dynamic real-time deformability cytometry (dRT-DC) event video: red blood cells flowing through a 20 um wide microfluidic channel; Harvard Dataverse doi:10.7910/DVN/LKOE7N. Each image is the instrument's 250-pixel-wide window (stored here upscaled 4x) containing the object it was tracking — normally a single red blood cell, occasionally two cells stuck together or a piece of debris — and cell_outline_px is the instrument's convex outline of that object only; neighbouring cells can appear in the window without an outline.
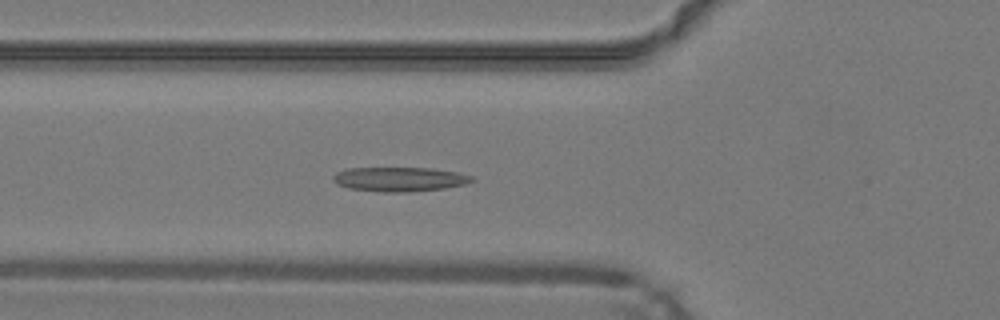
{"species": "common noctule bat (a hibernating species)", "species_latin": "Nyctalus noctula", "temperature_condition": "warm", "stored_images_in_passage": 39, "camera_frame_rate_fps": 3000, "um_per_image_px": 0.085, "animal": {"sex": "male", "body_mass_g": 19.2, "forearm_length_mm": 51.8}, "frame": {"image": 1, "passage_image": 8, "time_ms": 2.333, "image_size_px": [1000, 320], "cell_outline_px": [[476, 180], [464, 184], [444, 188], [408, 192], [384, 192], [348, 188], [336, 184], [332, 180], [332, 176], [336, 172], [344, 168], [432, 168], [456, 172], [472, 176]], "centroid_in_image_um": [33.92, 15.23], "position_along_channel_um": 91.9, "area_um2": 19.77}}
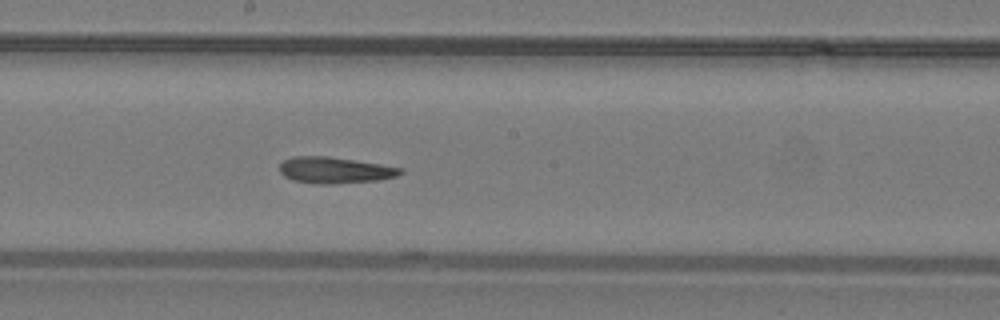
{"frame": {"image": 2, "passage_image": 17, "time_ms": 5.333, "image_size_px": [1000, 320], "cell_outline_px": [[404, 172], [396, 176], [380, 180], [332, 184], [320, 184], [292, 180], [284, 176], [280, 172], [280, 164], [284, 160], [292, 156], [328, 156], [380, 164], [404, 168]], "centroid_in_image_um": [28.47, 14.46], "position_along_channel_um": 219.7, "area_um2": 18.55}}
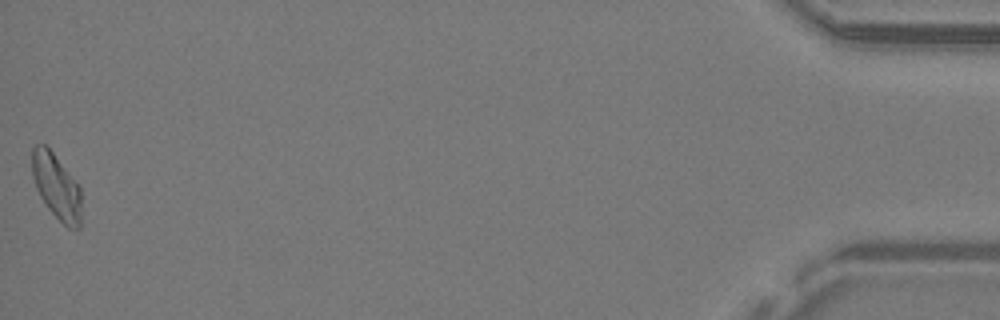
{"frame": {"image": 3, "passage_image": 39, "time_ms": 12.667, "image_size_px": [1000, 320], "cell_outline_px": [[80, 228], [68, 228], [48, 208], [40, 196], [36, 188], [32, 176], [32, 148], [36, 144], [44, 144], [52, 152], [80, 188]], "centroid_in_image_um": [4.77, 15.85], "position_along_channel_um": 430.4, "area_um2": 18.26}, "authors_computed_cell_mechanics": {"area_um2": 18.7272, "velocity_mm_per_s": 4.2423, "shape_relaxation_time_tau1_ms": null, "shape_relaxation_time_tau2_ms": 7.0478, "deformation_change_tau1": null, "deformation_change_tau2": 0.1555}}